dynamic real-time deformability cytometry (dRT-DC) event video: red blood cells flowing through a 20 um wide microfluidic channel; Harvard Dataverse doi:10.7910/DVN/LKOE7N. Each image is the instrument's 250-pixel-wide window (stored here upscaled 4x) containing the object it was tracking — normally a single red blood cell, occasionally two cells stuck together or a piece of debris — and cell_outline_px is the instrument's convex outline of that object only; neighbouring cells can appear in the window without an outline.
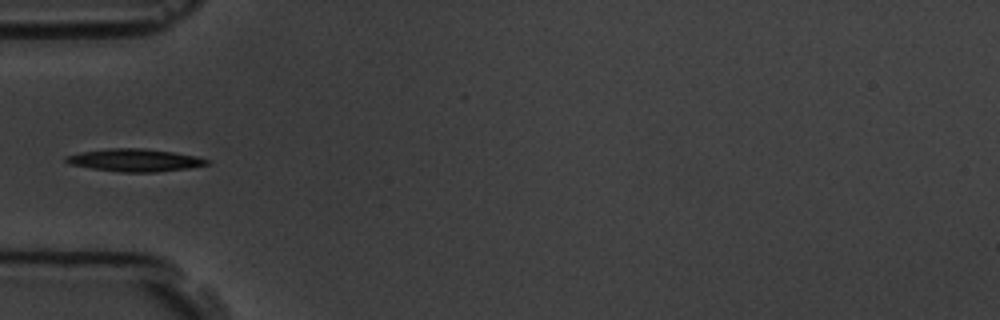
{"species": "common noctule bat (a hibernating species)", "species_latin": "Nyctalus noctula", "temperature_condition": "room temperature", "stored_images_in_passage": 3, "camera_frame_rate_fps": 3000, "um_per_image_px": 0.085, "animal": {"sex": "male", "body_mass_g": 19.5, "forearm_length_mm": 54.6}, "frame": {"image": 1, "passage_image": 3, "time_ms": 2.333, "image_size_px": [1000, 320], "cell_outline_px": [[208, 164], [188, 168], [156, 172], [120, 172], [92, 168], [72, 164], [64, 160], [64, 156], [80, 152], [108, 148], [144, 148], [176, 152], [196, 156], [208, 160]], "centroid_in_image_um": [11.45, 13.6], "position_along_channel_um": 73.6, "area_um2": 18.5}}